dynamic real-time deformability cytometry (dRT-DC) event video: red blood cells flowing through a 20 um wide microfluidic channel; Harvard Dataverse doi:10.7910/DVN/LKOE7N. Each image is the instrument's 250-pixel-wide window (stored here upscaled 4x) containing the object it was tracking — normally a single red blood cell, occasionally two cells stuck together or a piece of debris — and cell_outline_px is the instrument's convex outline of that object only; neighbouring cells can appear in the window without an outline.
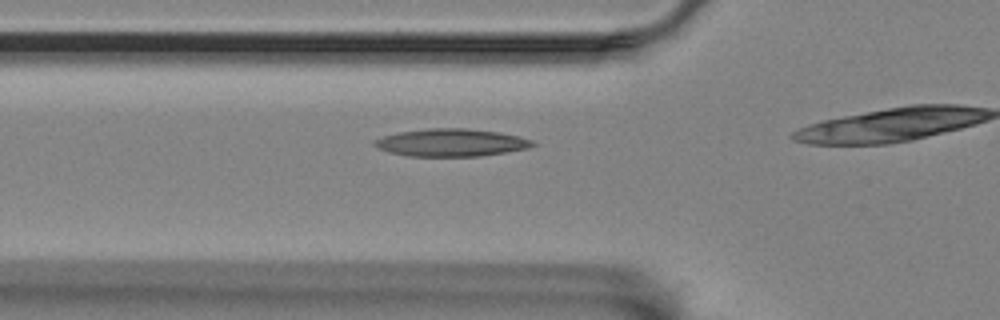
{"species": "Egyptian fruit bat (a non-hibernating species)", "species_latin": "Rousettus aegyptiacus", "temperature_condition": "room temperature", "stored_images_in_passage": 17, "camera_frame_rate_fps": 3000, "um_per_image_px": 0.085, "animal": {"sex": "female"}, "frame": {"image": 1, "passage_image": 12, "time_ms": 3.667, "image_size_px": [1000, 320], "cell_outline_px": [[536, 144], [528, 148], [480, 156], [408, 156], [388, 152], [376, 148], [372, 144], [372, 140], [384, 136], [400, 132], [428, 128], [468, 128], [500, 132], [520, 136], [532, 140]], "centroid_in_image_um": [38.32, 12.11], "position_along_channel_um": 87.5, "area_um2": 25.55}}
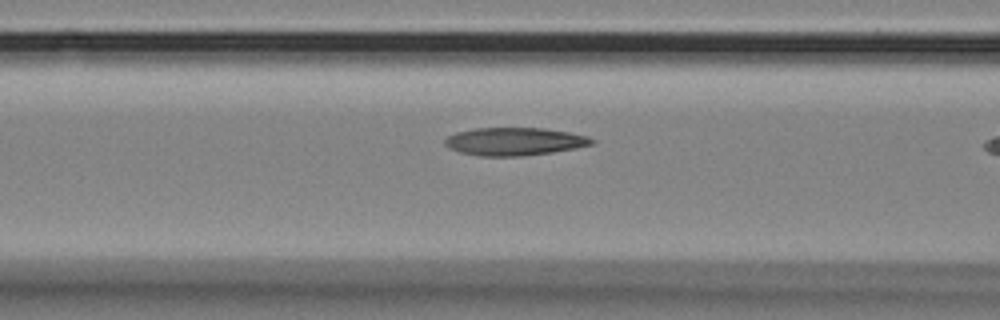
{"frame": {"image": 2, "passage_image": 15, "time_ms": 4.667, "image_size_px": [1000, 320], "cell_outline_px": [[596, 144], [576, 148], [552, 152], [520, 156], [480, 156], [460, 152], [448, 148], [444, 144], [444, 140], [448, 136], [456, 132], [476, 128], [544, 128], [568, 132], [588, 136], [596, 140]], "centroid_in_image_um": [43.75, 12.02], "position_along_channel_um": 122.9, "area_um2": 23.99}}